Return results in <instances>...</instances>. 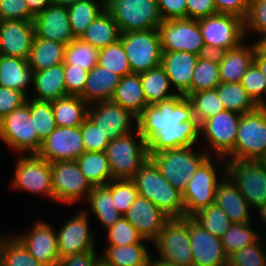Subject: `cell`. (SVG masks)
Returning a JSON list of instances; mask_svg holds the SVG:
<instances>
[{"mask_svg":"<svg viewBox=\"0 0 266 266\" xmlns=\"http://www.w3.org/2000/svg\"><path fill=\"white\" fill-rule=\"evenodd\" d=\"M135 123L147 142L148 154L193 146L200 138V124L193 116L192 104L179 94L147 105Z\"/></svg>","mask_w":266,"mask_h":266,"instance_id":"obj_1","label":"cell"},{"mask_svg":"<svg viewBox=\"0 0 266 266\" xmlns=\"http://www.w3.org/2000/svg\"><path fill=\"white\" fill-rule=\"evenodd\" d=\"M138 195L148 199L170 218L185 217L182 192L173 187L161 174L155 163L148 158L131 179Z\"/></svg>","mask_w":266,"mask_h":266,"instance_id":"obj_2","label":"cell"},{"mask_svg":"<svg viewBox=\"0 0 266 266\" xmlns=\"http://www.w3.org/2000/svg\"><path fill=\"white\" fill-rule=\"evenodd\" d=\"M265 155L266 106H258L251 112L241 114L234 149L224 159L225 161H262Z\"/></svg>","mask_w":266,"mask_h":266,"instance_id":"obj_3","label":"cell"},{"mask_svg":"<svg viewBox=\"0 0 266 266\" xmlns=\"http://www.w3.org/2000/svg\"><path fill=\"white\" fill-rule=\"evenodd\" d=\"M135 130L134 134L130 132L111 140L106 147L112 179H132L149 158L147 142L137 127Z\"/></svg>","mask_w":266,"mask_h":266,"instance_id":"obj_4","label":"cell"},{"mask_svg":"<svg viewBox=\"0 0 266 266\" xmlns=\"http://www.w3.org/2000/svg\"><path fill=\"white\" fill-rule=\"evenodd\" d=\"M192 147L166 149L149 154V158L159 168L162 176L182 193L195 171L210 156L204 151L202 154L195 153Z\"/></svg>","mask_w":266,"mask_h":266,"instance_id":"obj_5","label":"cell"},{"mask_svg":"<svg viewBox=\"0 0 266 266\" xmlns=\"http://www.w3.org/2000/svg\"><path fill=\"white\" fill-rule=\"evenodd\" d=\"M105 10L120 33L158 28L163 21L157 0H111Z\"/></svg>","mask_w":266,"mask_h":266,"instance_id":"obj_6","label":"cell"},{"mask_svg":"<svg viewBox=\"0 0 266 266\" xmlns=\"http://www.w3.org/2000/svg\"><path fill=\"white\" fill-rule=\"evenodd\" d=\"M0 139L19 153L37 154L42 143L30 115V98L0 120Z\"/></svg>","mask_w":266,"mask_h":266,"instance_id":"obj_7","label":"cell"},{"mask_svg":"<svg viewBox=\"0 0 266 266\" xmlns=\"http://www.w3.org/2000/svg\"><path fill=\"white\" fill-rule=\"evenodd\" d=\"M132 74H141L160 65L161 39L158 28L120 34Z\"/></svg>","mask_w":266,"mask_h":266,"instance_id":"obj_8","label":"cell"},{"mask_svg":"<svg viewBox=\"0 0 266 266\" xmlns=\"http://www.w3.org/2000/svg\"><path fill=\"white\" fill-rule=\"evenodd\" d=\"M160 260L179 266H194L189 217L170 218L153 241Z\"/></svg>","mask_w":266,"mask_h":266,"instance_id":"obj_9","label":"cell"},{"mask_svg":"<svg viewBox=\"0 0 266 266\" xmlns=\"http://www.w3.org/2000/svg\"><path fill=\"white\" fill-rule=\"evenodd\" d=\"M222 168L252 208L266 201V165L262 161H226Z\"/></svg>","mask_w":266,"mask_h":266,"instance_id":"obj_10","label":"cell"},{"mask_svg":"<svg viewBox=\"0 0 266 266\" xmlns=\"http://www.w3.org/2000/svg\"><path fill=\"white\" fill-rule=\"evenodd\" d=\"M214 157L209 156L195 171L182 193L185 217L214 204L216 185L222 180L218 176ZM213 159V160H212ZM214 161V162H213Z\"/></svg>","mask_w":266,"mask_h":266,"instance_id":"obj_11","label":"cell"},{"mask_svg":"<svg viewBox=\"0 0 266 266\" xmlns=\"http://www.w3.org/2000/svg\"><path fill=\"white\" fill-rule=\"evenodd\" d=\"M198 23L205 45L231 50L245 42L244 19L238 16L217 13L198 19Z\"/></svg>","mask_w":266,"mask_h":266,"instance_id":"obj_12","label":"cell"},{"mask_svg":"<svg viewBox=\"0 0 266 266\" xmlns=\"http://www.w3.org/2000/svg\"><path fill=\"white\" fill-rule=\"evenodd\" d=\"M51 180L53 200L66 204L78 202L82 197L87 198L93 187L76 160L51 163Z\"/></svg>","mask_w":266,"mask_h":266,"instance_id":"obj_13","label":"cell"},{"mask_svg":"<svg viewBox=\"0 0 266 266\" xmlns=\"http://www.w3.org/2000/svg\"><path fill=\"white\" fill-rule=\"evenodd\" d=\"M162 52L185 51L197 54L205 45L196 19L164 20L158 27Z\"/></svg>","mask_w":266,"mask_h":266,"instance_id":"obj_14","label":"cell"},{"mask_svg":"<svg viewBox=\"0 0 266 266\" xmlns=\"http://www.w3.org/2000/svg\"><path fill=\"white\" fill-rule=\"evenodd\" d=\"M16 160L12 186L17 190L43 194L53 199L51 163L41 159L37 154L19 155Z\"/></svg>","mask_w":266,"mask_h":266,"instance_id":"obj_15","label":"cell"},{"mask_svg":"<svg viewBox=\"0 0 266 266\" xmlns=\"http://www.w3.org/2000/svg\"><path fill=\"white\" fill-rule=\"evenodd\" d=\"M240 118V113L224 110L200 125V133L207 138L217 160L225 162L224 158L234 149Z\"/></svg>","mask_w":266,"mask_h":266,"instance_id":"obj_16","label":"cell"},{"mask_svg":"<svg viewBox=\"0 0 266 266\" xmlns=\"http://www.w3.org/2000/svg\"><path fill=\"white\" fill-rule=\"evenodd\" d=\"M85 152L81 125L58 127L42 142L37 155L49 163L76 160Z\"/></svg>","mask_w":266,"mask_h":266,"instance_id":"obj_17","label":"cell"},{"mask_svg":"<svg viewBox=\"0 0 266 266\" xmlns=\"http://www.w3.org/2000/svg\"><path fill=\"white\" fill-rule=\"evenodd\" d=\"M87 215L89 214L84 210L79 211L56 232L60 259L96 250L94 235L89 229Z\"/></svg>","mask_w":266,"mask_h":266,"instance_id":"obj_18","label":"cell"},{"mask_svg":"<svg viewBox=\"0 0 266 266\" xmlns=\"http://www.w3.org/2000/svg\"><path fill=\"white\" fill-rule=\"evenodd\" d=\"M88 117L109 141L132 132L135 128L132 122L137 120L129 111L112 100L89 105Z\"/></svg>","mask_w":266,"mask_h":266,"instance_id":"obj_19","label":"cell"},{"mask_svg":"<svg viewBox=\"0 0 266 266\" xmlns=\"http://www.w3.org/2000/svg\"><path fill=\"white\" fill-rule=\"evenodd\" d=\"M30 232L15 237L44 266H55L60 258L58 255L57 231L45 221H38Z\"/></svg>","mask_w":266,"mask_h":266,"instance_id":"obj_20","label":"cell"},{"mask_svg":"<svg viewBox=\"0 0 266 266\" xmlns=\"http://www.w3.org/2000/svg\"><path fill=\"white\" fill-rule=\"evenodd\" d=\"M35 37L33 20H0V54L27 59Z\"/></svg>","mask_w":266,"mask_h":266,"instance_id":"obj_21","label":"cell"},{"mask_svg":"<svg viewBox=\"0 0 266 266\" xmlns=\"http://www.w3.org/2000/svg\"><path fill=\"white\" fill-rule=\"evenodd\" d=\"M146 240L154 241L170 219L148 199L138 195L123 215Z\"/></svg>","mask_w":266,"mask_h":266,"instance_id":"obj_22","label":"cell"},{"mask_svg":"<svg viewBox=\"0 0 266 266\" xmlns=\"http://www.w3.org/2000/svg\"><path fill=\"white\" fill-rule=\"evenodd\" d=\"M189 234L194 266H224L229 259L221 238L201 228L189 217Z\"/></svg>","mask_w":266,"mask_h":266,"instance_id":"obj_23","label":"cell"},{"mask_svg":"<svg viewBox=\"0 0 266 266\" xmlns=\"http://www.w3.org/2000/svg\"><path fill=\"white\" fill-rule=\"evenodd\" d=\"M35 37L68 44L74 38L67 7L50 4L33 18Z\"/></svg>","mask_w":266,"mask_h":266,"instance_id":"obj_24","label":"cell"},{"mask_svg":"<svg viewBox=\"0 0 266 266\" xmlns=\"http://www.w3.org/2000/svg\"><path fill=\"white\" fill-rule=\"evenodd\" d=\"M199 57L197 54L185 51L162 52L160 65L169 77L171 86L177 89L179 95L191 93L193 72Z\"/></svg>","mask_w":266,"mask_h":266,"instance_id":"obj_25","label":"cell"},{"mask_svg":"<svg viewBox=\"0 0 266 266\" xmlns=\"http://www.w3.org/2000/svg\"><path fill=\"white\" fill-rule=\"evenodd\" d=\"M216 185L214 204L219 206L232 223H248L253 209L240 190L227 176ZM250 211V212H249Z\"/></svg>","mask_w":266,"mask_h":266,"instance_id":"obj_26","label":"cell"},{"mask_svg":"<svg viewBox=\"0 0 266 266\" xmlns=\"http://www.w3.org/2000/svg\"><path fill=\"white\" fill-rule=\"evenodd\" d=\"M121 76L98 64L89 71L86 86L80 96L88 105L111 100Z\"/></svg>","mask_w":266,"mask_h":266,"instance_id":"obj_27","label":"cell"},{"mask_svg":"<svg viewBox=\"0 0 266 266\" xmlns=\"http://www.w3.org/2000/svg\"><path fill=\"white\" fill-rule=\"evenodd\" d=\"M33 89L35 95L31 99L52 101L67 95L64 82V63L34 72Z\"/></svg>","mask_w":266,"mask_h":266,"instance_id":"obj_28","label":"cell"},{"mask_svg":"<svg viewBox=\"0 0 266 266\" xmlns=\"http://www.w3.org/2000/svg\"><path fill=\"white\" fill-rule=\"evenodd\" d=\"M255 47L253 43L246 45L244 42L237 48L227 50L224 59L219 64L221 82L240 83L247 69L254 62Z\"/></svg>","mask_w":266,"mask_h":266,"instance_id":"obj_29","label":"cell"},{"mask_svg":"<svg viewBox=\"0 0 266 266\" xmlns=\"http://www.w3.org/2000/svg\"><path fill=\"white\" fill-rule=\"evenodd\" d=\"M34 71L27 59L12 56H0V86L22 91L26 95V88L33 84Z\"/></svg>","mask_w":266,"mask_h":266,"instance_id":"obj_30","label":"cell"},{"mask_svg":"<svg viewBox=\"0 0 266 266\" xmlns=\"http://www.w3.org/2000/svg\"><path fill=\"white\" fill-rule=\"evenodd\" d=\"M111 100L137 118L148 105L145 100L140 74L121 77Z\"/></svg>","mask_w":266,"mask_h":266,"instance_id":"obj_31","label":"cell"},{"mask_svg":"<svg viewBox=\"0 0 266 266\" xmlns=\"http://www.w3.org/2000/svg\"><path fill=\"white\" fill-rule=\"evenodd\" d=\"M62 44L49 39L34 37L28 64L34 72L64 63L65 48Z\"/></svg>","mask_w":266,"mask_h":266,"instance_id":"obj_32","label":"cell"},{"mask_svg":"<svg viewBox=\"0 0 266 266\" xmlns=\"http://www.w3.org/2000/svg\"><path fill=\"white\" fill-rule=\"evenodd\" d=\"M58 127L80 126L88 117L89 105L76 95H66L51 101Z\"/></svg>","mask_w":266,"mask_h":266,"instance_id":"obj_33","label":"cell"},{"mask_svg":"<svg viewBox=\"0 0 266 266\" xmlns=\"http://www.w3.org/2000/svg\"><path fill=\"white\" fill-rule=\"evenodd\" d=\"M87 201L94 215L106 229L123 216L117 210L112 197V180L105 186H93Z\"/></svg>","mask_w":266,"mask_h":266,"instance_id":"obj_34","label":"cell"},{"mask_svg":"<svg viewBox=\"0 0 266 266\" xmlns=\"http://www.w3.org/2000/svg\"><path fill=\"white\" fill-rule=\"evenodd\" d=\"M140 243L126 246H108L101 254V262L107 266H144L152 256L147 246Z\"/></svg>","mask_w":266,"mask_h":266,"instance_id":"obj_35","label":"cell"},{"mask_svg":"<svg viewBox=\"0 0 266 266\" xmlns=\"http://www.w3.org/2000/svg\"><path fill=\"white\" fill-rule=\"evenodd\" d=\"M120 34L117 23L104 10L92 21L80 39L100 49L115 43L120 38Z\"/></svg>","mask_w":266,"mask_h":266,"instance_id":"obj_36","label":"cell"},{"mask_svg":"<svg viewBox=\"0 0 266 266\" xmlns=\"http://www.w3.org/2000/svg\"><path fill=\"white\" fill-rule=\"evenodd\" d=\"M76 161L92 186H105L113 180L105 152L85 151Z\"/></svg>","mask_w":266,"mask_h":266,"instance_id":"obj_37","label":"cell"},{"mask_svg":"<svg viewBox=\"0 0 266 266\" xmlns=\"http://www.w3.org/2000/svg\"><path fill=\"white\" fill-rule=\"evenodd\" d=\"M74 38H81L92 21L105 10L103 0H77L67 7Z\"/></svg>","mask_w":266,"mask_h":266,"instance_id":"obj_38","label":"cell"},{"mask_svg":"<svg viewBox=\"0 0 266 266\" xmlns=\"http://www.w3.org/2000/svg\"><path fill=\"white\" fill-rule=\"evenodd\" d=\"M140 79L145 100L148 105L156 104L157 102L167 100L177 95V92H169L171 88L169 77L161 65L150 69L147 72L141 73Z\"/></svg>","mask_w":266,"mask_h":266,"instance_id":"obj_39","label":"cell"},{"mask_svg":"<svg viewBox=\"0 0 266 266\" xmlns=\"http://www.w3.org/2000/svg\"><path fill=\"white\" fill-rule=\"evenodd\" d=\"M216 89L225 110L245 114L258 107L241 83L221 82Z\"/></svg>","mask_w":266,"mask_h":266,"instance_id":"obj_40","label":"cell"},{"mask_svg":"<svg viewBox=\"0 0 266 266\" xmlns=\"http://www.w3.org/2000/svg\"><path fill=\"white\" fill-rule=\"evenodd\" d=\"M0 266H44L15 237L0 236Z\"/></svg>","mask_w":266,"mask_h":266,"instance_id":"obj_41","label":"cell"},{"mask_svg":"<svg viewBox=\"0 0 266 266\" xmlns=\"http://www.w3.org/2000/svg\"><path fill=\"white\" fill-rule=\"evenodd\" d=\"M98 55L97 47L75 38L66 45L64 65H74L90 71L98 64Z\"/></svg>","mask_w":266,"mask_h":266,"instance_id":"obj_42","label":"cell"},{"mask_svg":"<svg viewBox=\"0 0 266 266\" xmlns=\"http://www.w3.org/2000/svg\"><path fill=\"white\" fill-rule=\"evenodd\" d=\"M192 104L193 116L201 125L206 119L225 110L218 97L217 89L190 93L186 96Z\"/></svg>","mask_w":266,"mask_h":266,"instance_id":"obj_43","label":"cell"},{"mask_svg":"<svg viewBox=\"0 0 266 266\" xmlns=\"http://www.w3.org/2000/svg\"><path fill=\"white\" fill-rule=\"evenodd\" d=\"M190 218L201 228L218 238H221L232 224L228 215L216 204L203 208Z\"/></svg>","mask_w":266,"mask_h":266,"instance_id":"obj_44","label":"cell"},{"mask_svg":"<svg viewBox=\"0 0 266 266\" xmlns=\"http://www.w3.org/2000/svg\"><path fill=\"white\" fill-rule=\"evenodd\" d=\"M252 228L251 222L232 223L230 228L221 237V241L228 258L236 251L255 243L261 237Z\"/></svg>","mask_w":266,"mask_h":266,"instance_id":"obj_45","label":"cell"},{"mask_svg":"<svg viewBox=\"0 0 266 266\" xmlns=\"http://www.w3.org/2000/svg\"><path fill=\"white\" fill-rule=\"evenodd\" d=\"M98 65L121 77L132 74L129 59L120 39L99 49Z\"/></svg>","mask_w":266,"mask_h":266,"instance_id":"obj_46","label":"cell"},{"mask_svg":"<svg viewBox=\"0 0 266 266\" xmlns=\"http://www.w3.org/2000/svg\"><path fill=\"white\" fill-rule=\"evenodd\" d=\"M30 115L42 143L57 128L51 101L30 99Z\"/></svg>","mask_w":266,"mask_h":266,"instance_id":"obj_47","label":"cell"},{"mask_svg":"<svg viewBox=\"0 0 266 266\" xmlns=\"http://www.w3.org/2000/svg\"><path fill=\"white\" fill-rule=\"evenodd\" d=\"M221 83L219 65L199 58L191 82V93L215 89Z\"/></svg>","mask_w":266,"mask_h":266,"instance_id":"obj_48","label":"cell"},{"mask_svg":"<svg viewBox=\"0 0 266 266\" xmlns=\"http://www.w3.org/2000/svg\"><path fill=\"white\" fill-rule=\"evenodd\" d=\"M108 246H126L147 241L138 233L134 226L124 216L117 220L113 226L107 228Z\"/></svg>","mask_w":266,"mask_h":266,"instance_id":"obj_49","label":"cell"},{"mask_svg":"<svg viewBox=\"0 0 266 266\" xmlns=\"http://www.w3.org/2000/svg\"><path fill=\"white\" fill-rule=\"evenodd\" d=\"M240 83L258 106H266V97H264L266 95V77L254 62L247 69Z\"/></svg>","mask_w":266,"mask_h":266,"instance_id":"obj_50","label":"cell"},{"mask_svg":"<svg viewBox=\"0 0 266 266\" xmlns=\"http://www.w3.org/2000/svg\"><path fill=\"white\" fill-rule=\"evenodd\" d=\"M138 196L135 183L131 179H113L112 197L117 210L124 215Z\"/></svg>","mask_w":266,"mask_h":266,"instance_id":"obj_51","label":"cell"},{"mask_svg":"<svg viewBox=\"0 0 266 266\" xmlns=\"http://www.w3.org/2000/svg\"><path fill=\"white\" fill-rule=\"evenodd\" d=\"M245 36L256 32L266 33V0H250L248 12L244 19Z\"/></svg>","mask_w":266,"mask_h":266,"instance_id":"obj_52","label":"cell"},{"mask_svg":"<svg viewBox=\"0 0 266 266\" xmlns=\"http://www.w3.org/2000/svg\"><path fill=\"white\" fill-rule=\"evenodd\" d=\"M81 134L85 151H106L110 141L89 117L81 124Z\"/></svg>","mask_w":266,"mask_h":266,"instance_id":"obj_53","label":"cell"},{"mask_svg":"<svg viewBox=\"0 0 266 266\" xmlns=\"http://www.w3.org/2000/svg\"><path fill=\"white\" fill-rule=\"evenodd\" d=\"M261 244L257 240L255 243L236 251L229 259L240 266H266V251L261 249L263 248Z\"/></svg>","mask_w":266,"mask_h":266,"instance_id":"obj_54","label":"cell"},{"mask_svg":"<svg viewBox=\"0 0 266 266\" xmlns=\"http://www.w3.org/2000/svg\"><path fill=\"white\" fill-rule=\"evenodd\" d=\"M88 74V70L74 65H64V82L67 95L81 96L86 86Z\"/></svg>","mask_w":266,"mask_h":266,"instance_id":"obj_55","label":"cell"},{"mask_svg":"<svg viewBox=\"0 0 266 266\" xmlns=\"http://www.w3.org/2000/svg\"><path fill=\"white\" fill-rule=\"evenodd\" d=\"M28 96L22 91L0 86V120L26 103Z\"/></svg>","mask_w":266,"mask_h":266,"instance_id":"obj_56","label":"cell"},{"mask_svg":"<svg viewBox=\"0 0 266 266\" xmlns=\"http://www.w3.org/2000/svg\"><path fill=\"white\" fill-rule=\"evenodd\" d=\"M24 0H0V20H33Z\"/></svg>","mask_w":266,"mask_h":266,"instance_id":"obj_57","label":"cell"},{"mask_svg":"<svg viewBox=\"0 0 266 266\" xmlns=\"http://www.w3.org/2000/svg\"><path fill=\"white\" fill-rule=\"evenodd\" d=\"M162 20L187 18L186 0H157Z\"/></svg>","mask_w":266,"mask_h":266,"instance_id":"obj_58","label":"cell"},{"mask_svg":"<svg viewBox=\"0 0 266 266\" xmlns=\"http://www.w3.org/2000/svg\"><path fill=\"white\" fill-rule=\"evenodd\" d=\"M187 18L201 19L217 14L214 0H186Z\"/></svg>","mask_w":266,"mask_h":266,"instance_id":"obj_59","label":"cell"},{"mask_svg":"<svg viewBox=\"0 0 266 266\" xmlns=\"http://www.w3.org/2000/svg\"><path fill=\"white\" fill-rule=\"evenodd\" d=\"M217 13L232 14L245 19L249 0H214Z\"/></svg>","mask_w":266,"mask_h":266,"instance_id":"obj_60","label":"cell"},{"mask_svg":"<svg viewBox=\"0 0 266 266\" xmlns=\"http://www.w3.org/2000/svg\"><path fill=\"white\" fill-rule=\"evenodd\" d=\"M95 251L64 257L55 266H97L101 261V257H98Z\"/></svg>","mask_w":266,"mask_h":266,"instance_id":"obj_61","label":"cell"},{"mask_svg":"<svg viewBox=\"0 0 266 266\" xmlns=\"http://www.w3.org/2000/svg\"><path fill=\"white\" fill-rule=\"evenodd\" d=\"M226 52L227 50L221 47L204 45L200 49L198 57L219 65L224 59Z\"/></svg>","mask_w":266,"mask_h":266,"instance_id":"obj_62","label":"cell"},{"mask_svg":"<svg viewBox=\"0 0 266 266\" xmlns=\"http://www.w3.org/2000/svg\"><path fill=\"white\" fill-rule=\"evenodd\" d=\"M28 11L35 17L43 11L48 5L52 4L51 0H24Z\"/></svg>","mask_w":266,"mask_h":266,"instance_id":"obj_63","label":"cell"},{"mask_svg":"<svg viewBox=\"0 0 266 266\" xmlns=\"http://www.w3.org/2000/svg\"><path fill=\"white\" fill-rule=\"evenodd\" d=\"M262 37L257 40L256 42H253V45L255 47V51L260 55H266V33L260 34Z\"/></svg>","mask_w":266,"mask_h":266,"instance_id":"obj_64","label":"cell"},{"mask_svg":"<svg viewBox=\"0 0 266 266\" xmlns=\"http://www.w3.org/2000/svg\"><path fill=\"white\" fill-rule=\"evenodd\" d=\"M254 63L259 67L262 74L266 77V55H260L255 51Z\"/></svg>","mask_w":266,"mask_h":266,"instance_id":"obj_65","label":"cell"},{"mask_svg":"<svg viewBox=\"0 0 266 266\" xmlns=\"http://www.w3.org/2000/svg\"><path fill=\"white\" fill-rule=\"evenodd\" d=\"M253 208L256 209V211H259L258 215H260L259 217H262L264 225H266V201L262 204L254 206Z\"/></svg>","mask_w":266,"mask_h":266,"instance_id":"obj_66","label":"cell"},{"mask_svg":"<svg viewBox=\"0 0 266 266\" xmlns=\"http://www.w3.org/2000/svg\"><path fill=\"white\" fill-rule=\"evenodd\" d=\"M77 0H51L52 4L69 7L73 5Z\"/></svg>","mask_w":266,"mask_h":266,"instance_id":"obj_67","label":"cell"},{"mask_svg":"<svg viewBox=\"0 0 266 266\" xmlns=\"http://www.w3.org/2000/svg\"><path fill=\"white\" fill-rule=\"evenodd\" d=\"M150 261H151L153 266H179L177 264L165 262V261L157 259V258L152 259V257H151Z\"/></svg>","mask_w":266,"mask_h":266,"instance_id":"obj_68","label":"cell"},{"mask_svg":"<svg viewBox=\"0 0 266 266\" xmlns=\"http://www.w3.org/2000/svg\"><path fill=\"white\" fill-rule=\"evenodd\" d=\"M224 266H240V265H238V264L232 262L230 259H228L226 261V263L224 264Z\"/></svg>","mask_w":266,"mask_h":266,"instance_id":"obj_69","label":"cell"},{"mask_svg":"<svg viewBox=\"0 0 266 266\" xmlns=\"http://www.w3.org/2000/svg\"><path fill=\"white\" fill-rule=\"evenodd\" d=\"M111 0H103L104 5L106 6Z\"/></svg>","mask_w":266,"mask_h":266,"instance_id":"obj_70","label":"cell"},{"mask_svg":"<svg viewBox=\"0 0 266 266\" xmlns=\"http://www.w3.org/2000/svg\"><path fill=\"white\" fill-rule=\"evenodd\" d=\"M97 266H107V265H105L103 262L100 261Z\"/></svg>","mask_w":266,"mask_h":266,"instance_id":"obj_71","label":"cell"},{"mask_svg":"<svg viewBox=\"0 0 266 266\" xmlns=\"http://www.w3.org/2000/svg\"><path fill=\"white\" fill-rule=\"evenodd\" d=\"M262 162L266 165V155H265V157L262 159Z\"/></svg>","mask_w":266,"mask_h":266,"instance_id":"obj_72","label":"cell"},{"mask_svg":"<svg viewBox=\"0 0 266 266\" xmlns=\"http://www.w3.org/2000/svg\"><path fill=\"white\" fill-rule=\"evenodd\" d=\"M144 266H153V265H152V263H151V261H150L148 264H146V265H144Z\"/></svg>","mask_w":266,"mask_h":266,"instance_id":"obj_73","label":"cell"}]
</instances>
